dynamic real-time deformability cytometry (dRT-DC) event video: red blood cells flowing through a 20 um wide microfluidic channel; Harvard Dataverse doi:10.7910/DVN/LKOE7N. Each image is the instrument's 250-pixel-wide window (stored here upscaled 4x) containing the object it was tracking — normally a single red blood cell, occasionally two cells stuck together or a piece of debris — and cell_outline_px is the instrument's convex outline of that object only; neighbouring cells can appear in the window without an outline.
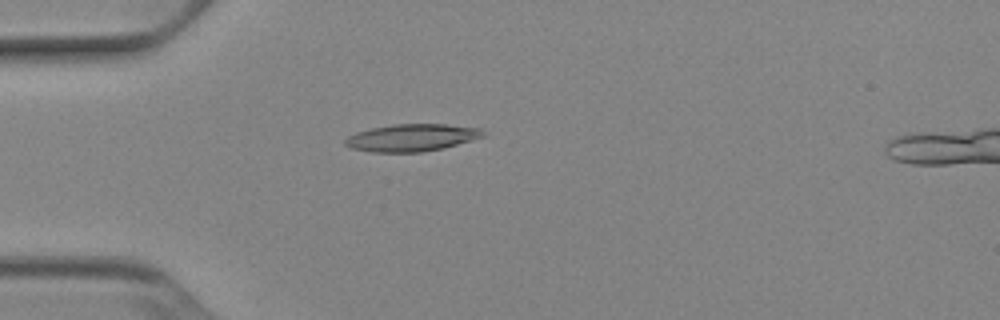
{"species": "Egyptian fruit bat (a non-hibernating species)", "species_latin": "Rousettus aegyptiacus", "temperature_condition": "cold", "stored_images_in_passage": 42, "camera_frame_rate_fps": 3000, "um_per_image_px": 0.085, "animal": {"sex": "female"}, "frame": {"image": 1, "passage_image": 5, "time_ms": 1.333, "image_size_px": [1000, 320], "cell_outline_px": [[484, 136], [472, 140], [444, 148], [420, 152], [372, 152], [352, 148], [344, 144], [344, 140], [348, 136], [356, 132], [372, 128], [392, 124], [444, 124], [480, 128], [484, 132]], "centroid_in_image_um": [34.99, 11.7], "position_along_channel_um": 50.0, "area_um2": 21.85}}
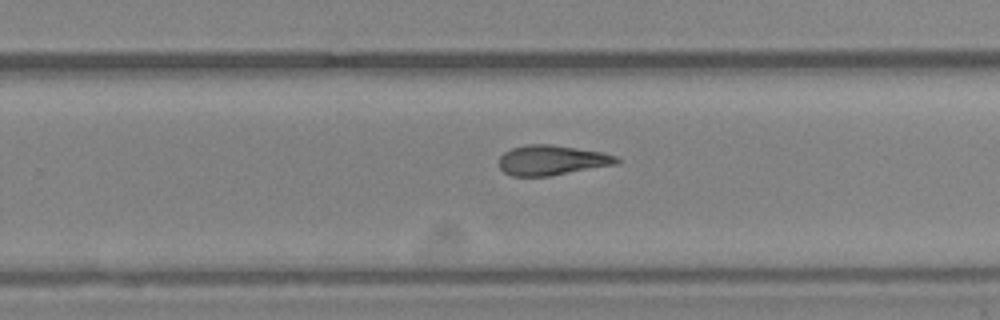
{"frame": {"image": 2, "passage_image": 24, "time_ms": 7.667, "image_size_px": [1000, 320], "cell_outline_px": [[620, 160], [616, 164], [548, 176], [512, 176], [504, 172], [500, 168], [496, 160], [504, 152], [512, 148], [528, 144], [552, 144], [604, 152], [616, 156]], "centroid_in_image_um": [46.86, 13.61], "position_along_channel_um": 282.9, "area_um2": 20.63}}
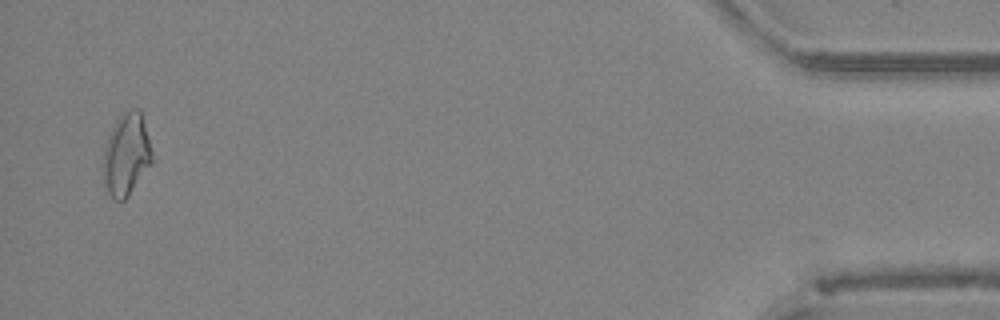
{"frame": {"image": 3, "passage_image": 41, "time_ms": 13.333, "image_size_px": [1000, 320], "cell_outline_px": [[152, 164], [128, 196], [124, 200], [112, 200], [104, 192], [104, 148], [108, 136], [116, 120], [124, 112], [132, 108], [140, 108], [148, 136], [152, 152]], "centroid_in_image_um": [10.74, 13.17], "position_along_channel_um": 424.5, "area_um2": 23.58}, "authors_computed_cell_mechanics": {"area_um2": 21.0103, "velocity_mm_per_s": 3.9141, "shape_relaxation_time_tau1_ms": null, "shape_relaxation_time_tau2_ms": 5.4943, "deformation_change_tau1": null, "deformation_change_tau2": 0.159}}